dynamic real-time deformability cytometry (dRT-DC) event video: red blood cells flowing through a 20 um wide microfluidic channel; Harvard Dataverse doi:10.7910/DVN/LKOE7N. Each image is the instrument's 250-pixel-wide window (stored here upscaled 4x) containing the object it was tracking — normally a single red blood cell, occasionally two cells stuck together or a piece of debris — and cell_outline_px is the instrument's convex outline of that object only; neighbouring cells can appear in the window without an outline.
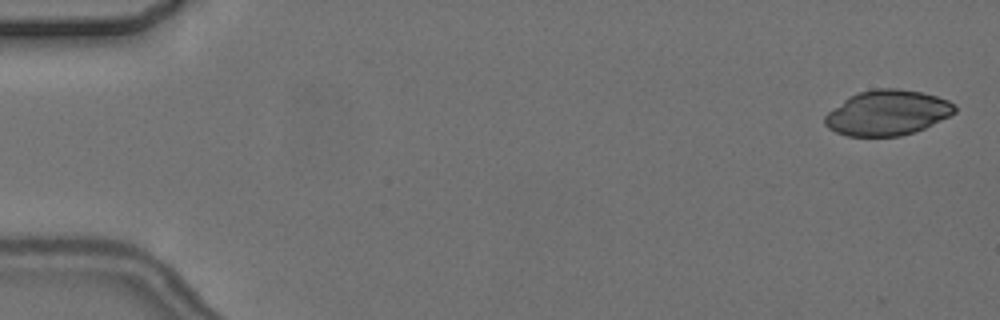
{"species": "common noctule bat (a hibernating species)", "species_latin": "Nyctalus noctula", "temperature_condition": "cold", "stored_images_in_passage": 5, "camera_frame_rate_fps": 3000, "um_per_image_px": 0.085, "animal": {"sex": "female", "body_mass_g": 24.6, "forearm_length_mm": 56.2}, "frame": {"image": 1, "passage_image": 1, "time_ms": 0.0, "image_size_px": [1000, 320], "cell_outline_px": [[956, 112], [916, 132], [900, 136], [848, 136], [836, 132], [828, 128], [824, 124], [824, 116], [828, 112], [848, 96], [860, 92], [876, 88], [900, 88], [920, 92], [936, 96], [948, 100], [956, 104]], "centroid_in_image_um": [75.41, 9.58], "position_along_channel_um": 9.6, "area_um2": 34.22}}